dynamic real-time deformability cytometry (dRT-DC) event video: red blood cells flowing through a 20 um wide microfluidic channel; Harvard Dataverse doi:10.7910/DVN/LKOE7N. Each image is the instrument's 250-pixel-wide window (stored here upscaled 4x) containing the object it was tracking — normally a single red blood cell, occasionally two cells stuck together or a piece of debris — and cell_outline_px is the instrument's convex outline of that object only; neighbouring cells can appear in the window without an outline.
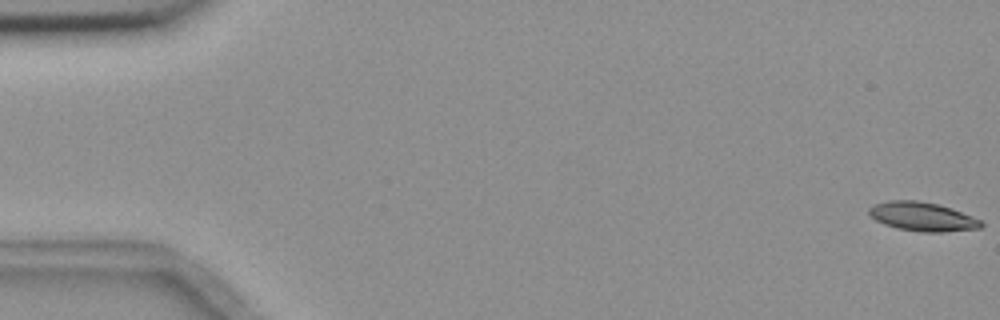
{"species": "common noctule bat (a hibernating species)", "species_latin": "Nyctalus noctula", "temperature_condition": "room temperature", "stored_images_in_passage": 6, "camera_frame_rate_fps": 3000, "um_per_image_px": 0.085, "animal": {"sex": "female", "body_mass_g": 18.4}, "frame": {"image": 1, "passage_image": 1, "time_ms": 0.0, "image_size_px": [1000, 320], "cell_outline_px": [[984, 224], [980, 228], [944, 232], [920, 232], [896, 228], [884, 224], [876, 220], [868, 212], [868, 208], [876, 204], [892, 200], [916, 200], [936, 204], [952, 208], [972, 216], [980, 220]], "centroid_in_image_um": [78.42, 18.42], "position_along_channel_um": 6.6, "area_um2": 18.79}}
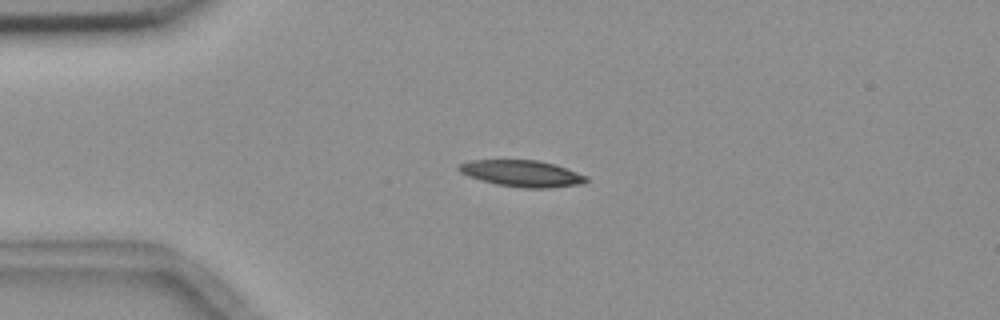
{"frame": {"image": 2, "passage_image": 5, "time_ms": 4.333, "image_size_px": [1000, 320], "cell_outline_px": [[588, 180], [580, 184], [548, 188], [524, 188], [496, 184], [468, 176], [460, 172], [456, 168], [460, 164], [472, 160], [536, 160], [552, 164], [588, 176]], "centroid_in_image_um": [44.34, 14.75], "position_along_channel_um": 40.7, "area_um2": 19.36}}